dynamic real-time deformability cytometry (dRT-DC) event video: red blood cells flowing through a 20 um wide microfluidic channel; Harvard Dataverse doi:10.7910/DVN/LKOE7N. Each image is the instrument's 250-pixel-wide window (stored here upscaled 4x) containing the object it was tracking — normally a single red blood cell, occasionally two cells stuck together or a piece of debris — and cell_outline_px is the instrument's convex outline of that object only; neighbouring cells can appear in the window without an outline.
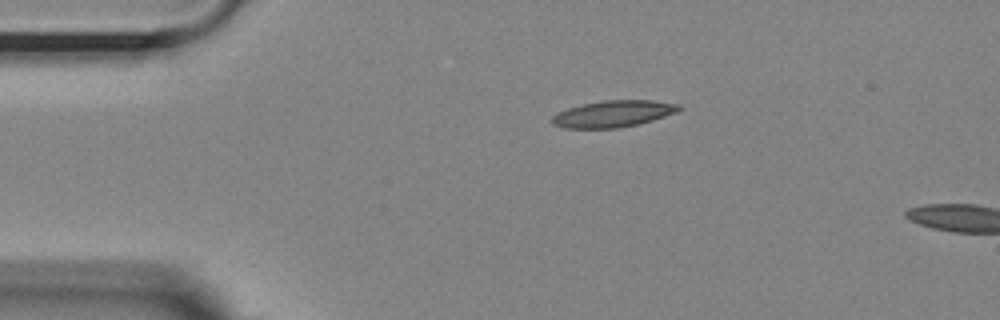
{"species": "Egyptian fruit bat (a non-hibernating species)", "species_latin": "Rousettus aegyptiacus", "temperature_condition": "room temperature", "stored_images_in_passage": 4, "camera_frame_rate_fps": 3000, "um_per_image_px": 0.085, "animal": {"sex": "female"}, "frame": {"image": 1, "passage_image": 1, "time_ms": 0.0, "image_size_px": [1000, 320], "cell_outline_px": [[684, 108], [676, 112], [652, 120], [620, 128], [564, 128], [552, 124], [552, 116], [568, 108], [580, 104], [604, 100], [652, 100], [680, 104]], "centroid_in_image_um": [52.14, 9.66], "position_along_channel_um": 32.9, "area_um2": 19.65}}